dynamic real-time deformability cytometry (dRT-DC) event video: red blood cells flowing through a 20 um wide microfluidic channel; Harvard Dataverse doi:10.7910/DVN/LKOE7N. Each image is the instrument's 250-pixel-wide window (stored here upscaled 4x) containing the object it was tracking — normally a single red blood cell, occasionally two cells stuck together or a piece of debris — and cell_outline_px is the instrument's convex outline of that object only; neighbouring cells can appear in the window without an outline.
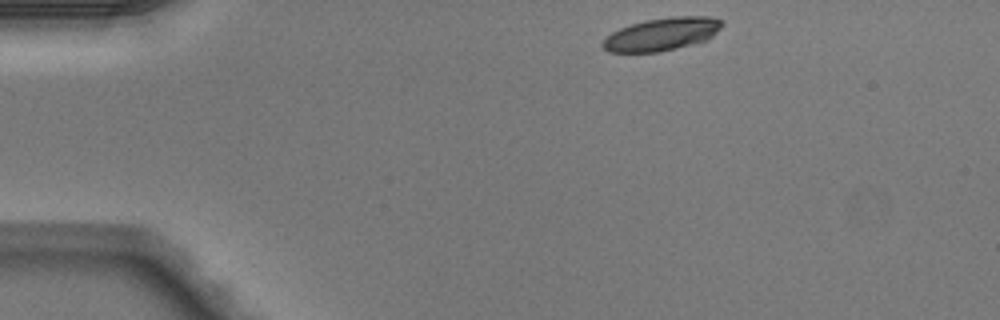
{"species": "Egyptian fruit bat (a non-hibernating species)", "species_latin": "Rousettus aegyptiacus", "temperature_condition": "warm", "stored_images_in_passage": 42, "camera_frame_rate_fps": 3000, "um_per_image_px": 0.085, "animal": {"sex": "male"}, "frame": {"image": 1, "passage_image": 1, "time_ms": 0.0, "image_size_px": [1000, 320], "cell_outline_px": [[724, 24], [712, 36], [704, 40], [676, 48], [660, 52], [608, 52], [600, 44], [612, 32], [620, 28], [644, 20], [672, 16], [708, 16], [720, 20]], "centroid_in_image_um": [56.24, 2.9], "position_along_channel_um": 28.8, "area_um2": 22.6}}
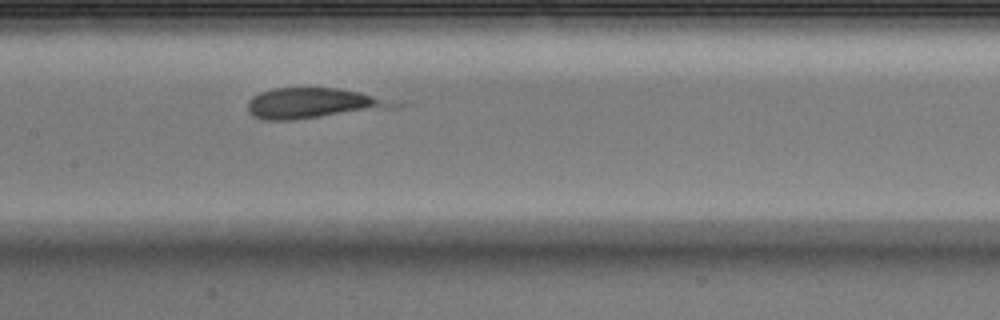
{"frame": {"image": 2, "passage_image": 17, "time_ms": 5.333, "image_size_px": [1000, 320], "cell_outline_px": [[412, 104], [396, 108], [292, 120], [264, 120], [252, 116], [248, 112], [248, 100], [252, 96], [260, 92], [272, 88], [340, 88], [360, 92]], "centroid_in_image_um": [26.74, 8.78], "position_along_channel_um": 180.7, "area_um2": 26.59}}
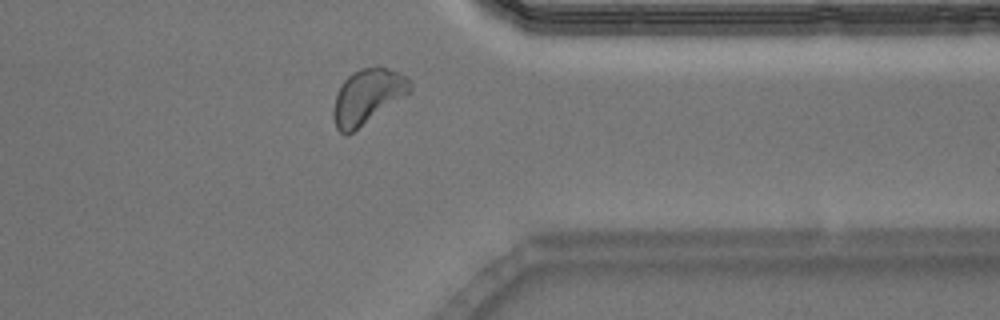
{"frame": {"image": 3, "passage_image": 32, "time_ms": 10.333, "image_size_px": [1000, 320], "cell_outline_px": [[412, 88], [408, 92], [352, 132], [344, 136], [336, 128], [332, 116], [332, 108], [336, 96], [344, 80], [352, 72], [360, 68], [376, 64], [388, 68], [408, 76], [412, 84]], "centroid_in_image_um": [31.2, 8.15], "position_along_channel_um": 380.2, "area_um2": 24.28}}